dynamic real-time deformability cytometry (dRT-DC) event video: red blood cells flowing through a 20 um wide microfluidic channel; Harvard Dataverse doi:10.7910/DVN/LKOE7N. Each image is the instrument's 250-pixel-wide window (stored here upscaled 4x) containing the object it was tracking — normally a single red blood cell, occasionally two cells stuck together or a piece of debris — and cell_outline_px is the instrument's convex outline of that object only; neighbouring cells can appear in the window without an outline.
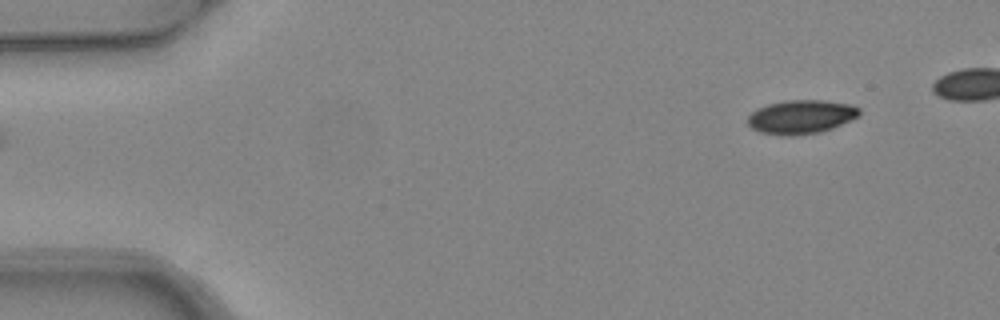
{"species": "common noctule bat (a hibernating species)", "species_latin": "Nyctalus noctula", "temperature_condition": "warm", "stored_images_in_passage": 5, "camera_frame_rate_fps": 3000, "um_per_image_px": 0.085, "animal": {"sex": "female", "body_mass_g": 24.6, "forearm_length_mm": 56.2}, "frame": {"image": 1, "passage_image": 5, "time_ms": 1.333, "image_size_px": [1000, 320], "cell_outline_px": [[860, 116], [832, 128], [820, 132], [796, 136], [780, 136], [760, 132], [752, 128], [748, 124], [748, 116], [756, 108], [768, 104], [784, 100], [824, 100], [852, 104], [860, 108]], "centroid_in_image_um": [68.1, 9.93], "position_along_channel_um": 16.9, "area_um2": 22.31}}